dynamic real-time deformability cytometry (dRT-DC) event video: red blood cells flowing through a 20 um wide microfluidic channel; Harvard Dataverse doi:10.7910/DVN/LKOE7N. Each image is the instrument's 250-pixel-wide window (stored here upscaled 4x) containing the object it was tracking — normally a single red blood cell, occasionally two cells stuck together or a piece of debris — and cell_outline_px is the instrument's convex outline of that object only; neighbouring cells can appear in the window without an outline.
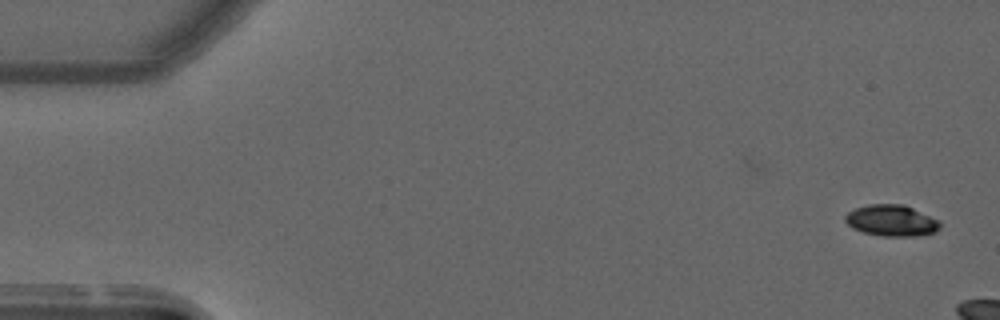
{"species": "common noctule bat (a hibernating species)", "species_latin": "Nyctalus noctula", "temperature_condition": "warm", "stored_images_in_passage": 9, "camera_frame_rate_fps": 3000, "um_per_image_px": 0.085, "animal": {"sex": "male", "forearm_length_mm": 52.5}, "frame": {"image": 1, "passage_image": 1, "time_ms": 0.0, "image_size_px": [1000, 320], "cell_outline_px": [[940, 228], [936, 232], [912, 236], [884, 236], [864, 232], [852, 228], [844, 220], [844, 216], [848, 212], [856, 208], [868, 204], [904, 204], [940, 220]], "centroid_in_image_um": [75.78, 18.74], "position_along_channel_um": 9.2, "area_um2": 17.28}}